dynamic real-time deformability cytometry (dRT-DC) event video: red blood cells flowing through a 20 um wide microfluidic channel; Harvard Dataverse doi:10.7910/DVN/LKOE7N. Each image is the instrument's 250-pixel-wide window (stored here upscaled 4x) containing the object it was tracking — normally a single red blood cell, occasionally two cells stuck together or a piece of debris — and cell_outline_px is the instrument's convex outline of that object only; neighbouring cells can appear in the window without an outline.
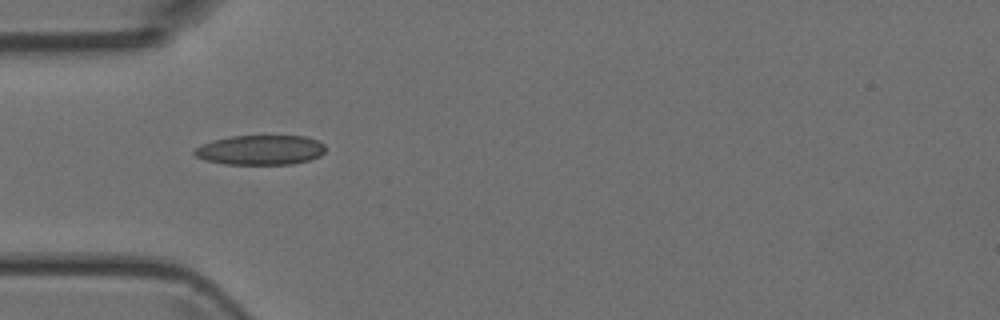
{"species": "Egyptian fruit bat (a non-hibernating species)", "species_latin": "Rousettus aegyptiacus", "temperature_condition": "room temperature", "stored_images_in_passage": 5, "camera_frame_rate_fps": 3000, "um_per_image_px": 0.085, "animal": {"sex": "female"}, "frame": {"image": 1, "passage_image": 3, "time_ms": 3.333, "image_size_px": [1000, 320], "cell_outline_px": [[324, 152], [320, 156], [308, 160], [292, 164], [224, 164], [204, 160], [196, 156], [192, 152], [200, 144], [212, 140], [232, 136], [304, 136], [316, 140], [324, 144]], "centroid_in_image_um": [22.1, 12.75], "position_along_channel_um": 62.9, "area_um2": 22.72}}
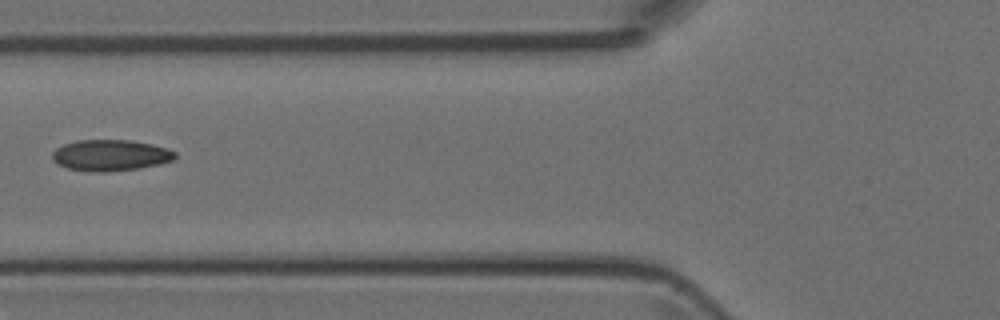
{"frame": {"image": 2, "passage_image": 4, "time_ms": 4.667, "image_size_px": [1000, 320], "cell_outline_px": [[176, 156], [172, 160], [160, 164], [140, 168], [108, 172], [92, 172], [68, 168], [52, 160], [52, 152], [56, 148], [64, 144], [76, 140], [132, 140], [152, 144], [168, 148], [176, 152]], "centroid_in_image_um": [9.4, 13.19], "position_along_channel_um": 116.4, "area_um2": 22.43}}
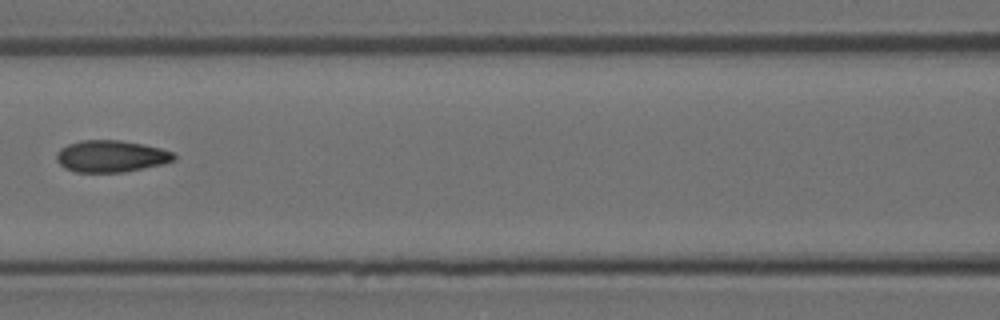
{"frame": {"image": 3, "passage_image": 5, "time_ms": 5.667, "image_size_px": [1000, 320], "cell_outline_px": [[176, 160], [164, 164], [124, 172], [76, 172], [64, 168], [56, 160], [56, 152], [60, 148], [68, 144], [80, 140], [120, 140], [144, 144], [160, 148], [172, 152], [176, 156]], "centroid_in_image_um": [9.44, 13.28], "position_along_channel_um": 157.2, "area_um2": 21.96}}